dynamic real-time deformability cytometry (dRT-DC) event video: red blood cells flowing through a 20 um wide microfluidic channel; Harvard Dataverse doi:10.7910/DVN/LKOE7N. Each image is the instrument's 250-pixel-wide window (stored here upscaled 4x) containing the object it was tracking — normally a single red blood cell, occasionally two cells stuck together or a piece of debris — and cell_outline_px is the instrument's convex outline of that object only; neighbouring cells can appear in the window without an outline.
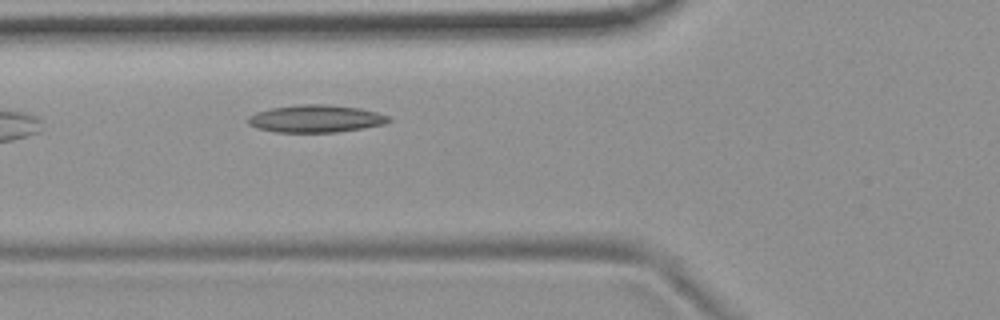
{"species": "common noctule bat (a hibernating species)", "species_latin": "Nyctalus noctula", "temperature_condition": "room temperature", "stored_images_in_passage": 4, "camera_frame_rate_fps": 3000, "um_per_image_px": 0.085, "animal": {"sex": "female", "body_mass_g": 19.9}, "frame": {"image": 1, "passage_image": 3, "time_ms": 2.333, "image_size_px": [1000, 320], "cell_outline_px": [[392, 120], [384, 124], [364, 128], [336, 132], [276, 132], [256, 128], [248, 124], [248, 116], [256, 112], [272, 108], [300, 104], [328, 104], [360, 108], [376, 112], [388, 116]], "centroid_in_image_um": [26.84, 10.09], "position_along_channel_um": 99.0, "area_um2": 22.54}}